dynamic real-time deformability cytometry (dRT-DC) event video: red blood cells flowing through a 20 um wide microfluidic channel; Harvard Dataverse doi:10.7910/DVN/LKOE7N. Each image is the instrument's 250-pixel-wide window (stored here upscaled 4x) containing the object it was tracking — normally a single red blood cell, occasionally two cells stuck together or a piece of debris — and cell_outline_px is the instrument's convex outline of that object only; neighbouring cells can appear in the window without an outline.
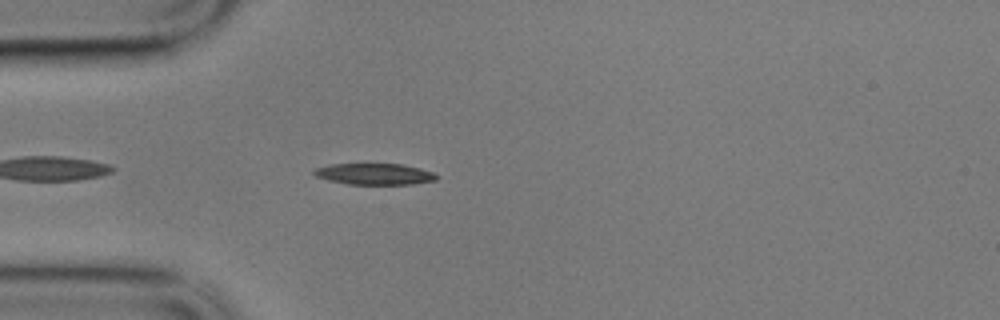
{"species": "common noctule bat (a hibernating species)", "species_latin": "Nyctalus noctula", "temperature_condition": "cold", "stored_images_in_passage": 46, "camera_frame_rate_fps": 3000, "um_per_image_px": 0.085, "animal": {"sex": "male", "body_mass_g": 17.9}, "frame": {"image": 1, "passage_image": 4, "time_ms": 1.0, "image_size_px": [1000, 320], "cell_outline_px": [[436, 180], [412, 184], [348, 184], [328, 180], [316, 176], [312, 172], [316, 168], [328, 164], [404, 164], [420, 168], [432, 172], [436, 176]], "centroid_in_image_um": [31.81, 14.79], "position_along_channel_um": 53.2, "area_um2": 15.09}}
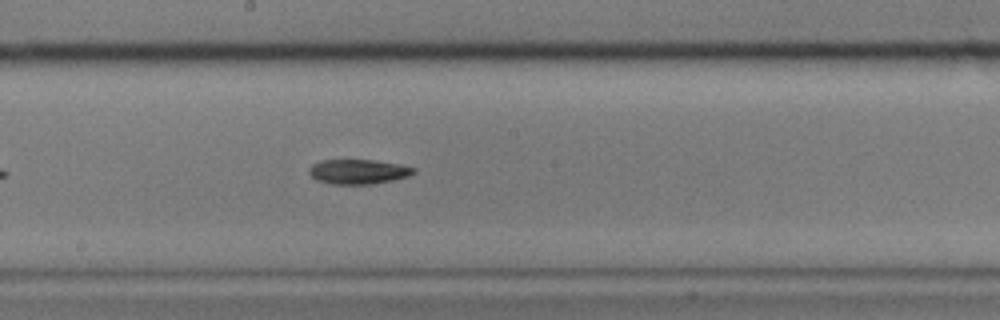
{"frame": {"image": 2, "passage_image": 19, "time_ms": 6.0, "image_size_px": [1000, 320], "cell_outline_px": [[416, 172], [408, 176], [392, 180], [372, 184], [332, 184], [316, 180], [308, 172], [308, 168], [312, 164], [320, 160], [376, 160], [400, 164], [416, 168]], "centroid_in_image_um": [30.44, 14.58], "position_along_channel_um": 217.8, "area_um2": 15.14}}
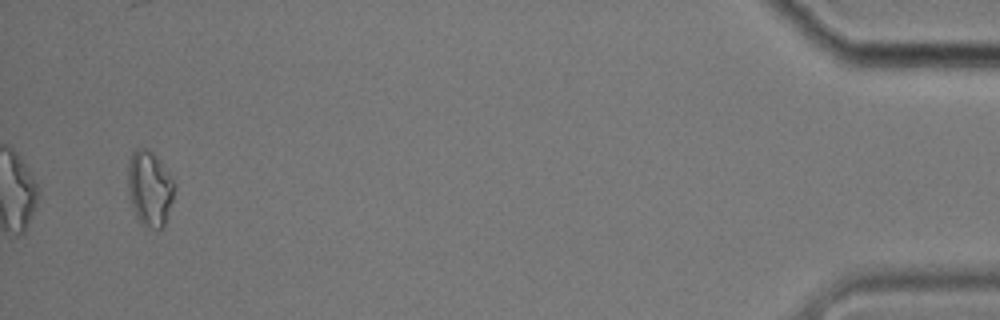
{"frame": {"image": 3, "passage_image": 44, "time_ms": 14.333, "image_size_px": [1000, 320], "cell_outline_px": [[176, 184], [172, 200], [164, 224], [156, 232], [144, 228], [140, 224], [132, 208], [128, 192], [128, 164], [132, 152], [136, 148], [144, 148], [152, 152], [156, 156], [168, 172]], "centroid_in_image_um": [12.71, 16.06], "position_along_channel_um": 422.5, "area_um2": 20.63}}